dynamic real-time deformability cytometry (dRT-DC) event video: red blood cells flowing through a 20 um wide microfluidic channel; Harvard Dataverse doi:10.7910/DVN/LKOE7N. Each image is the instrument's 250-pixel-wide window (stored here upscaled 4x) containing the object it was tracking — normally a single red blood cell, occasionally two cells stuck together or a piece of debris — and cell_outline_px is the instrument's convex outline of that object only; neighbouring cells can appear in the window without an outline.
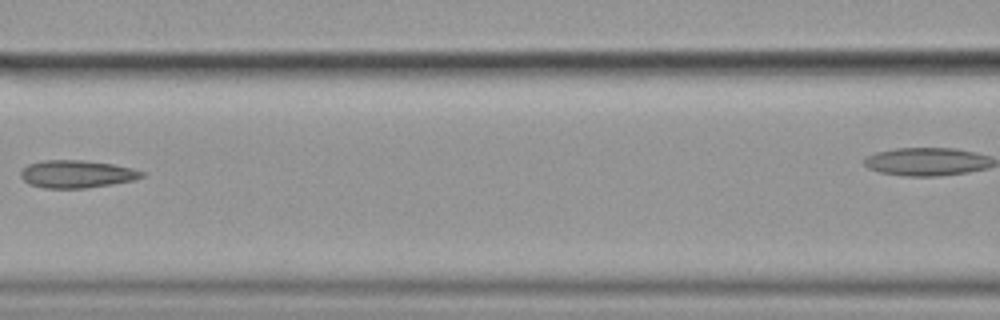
{"species": "common noctule bat (a hibernating species)", "species_latin": "Nyctalus noctula", "temperature_condition": "cold", "stored_images_in_passage": 8, "camera_frame_rate_fps": 3000, "um_per_image_px": 0.085, "animal": {"sex": "female", "body_mass_g": 19.9}, "frame": {"image": 1, "passage_image": 4, "time_ms": 1.0, "image_size_px": [1000, 320], "cell_outline_px": [[144, 176], [136, 180], [88, 188], [44, 188], [28, 184], [20, 176], [20, 172], [28, 164], [44, 160], [84, 160], [112, 164], [132, 168], [144, 172]], "centroid_in_image_um": [6.53, 14.8], "position_along_channel_um": 160.1, "area_um2": 19.59}}
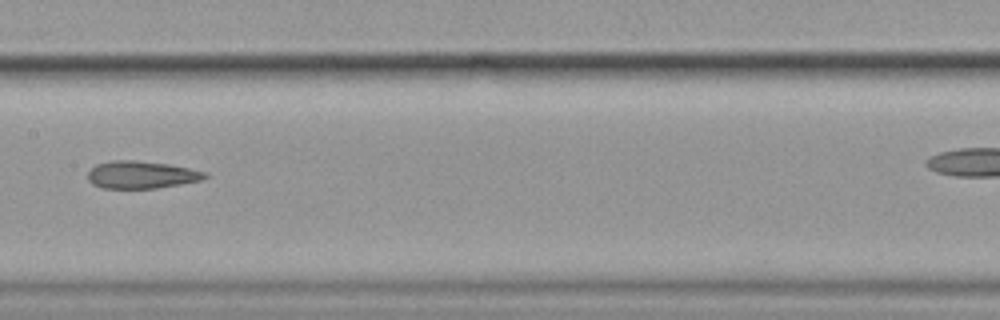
{"frame": {"image": 2, "passage_image": 5, "time_ms": 1.333, "image_size_px": [1000, 320], "cell_outline_px": [[208, 176], [200, 180], [180, 184], [156, 188], [100, 188], [92, 184], [88, 180], [88, 172], [96, 164], [112, 160], [132, 160], [168, 164], [208, 172]], "centroid_in_image_um": [11.99, 14.85], "position_along_channel_um": 195.4, "area_um2": 18.67}}
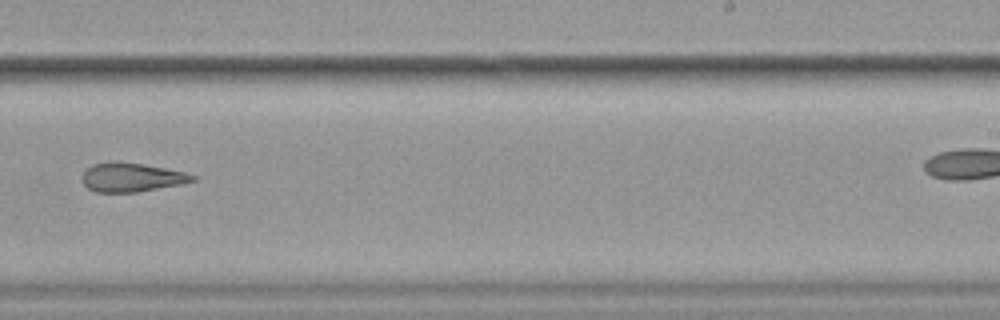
{"frame": {"image": 3, "passage_image": 7, "time_ms": 2.0, "image_size_px": [1000, 320], "cell_outline_px": [[196, 180], [184, 184], [136, 192], [96, 192], [88, 188], [80, 180], [80, 176], [92, 164], [144, 164], [184, 172], [196, 176]], "centroid_in_image_um": [11.21, 15.11], "position_along_channel_um": 277.8, "area_um2": 18.09}}